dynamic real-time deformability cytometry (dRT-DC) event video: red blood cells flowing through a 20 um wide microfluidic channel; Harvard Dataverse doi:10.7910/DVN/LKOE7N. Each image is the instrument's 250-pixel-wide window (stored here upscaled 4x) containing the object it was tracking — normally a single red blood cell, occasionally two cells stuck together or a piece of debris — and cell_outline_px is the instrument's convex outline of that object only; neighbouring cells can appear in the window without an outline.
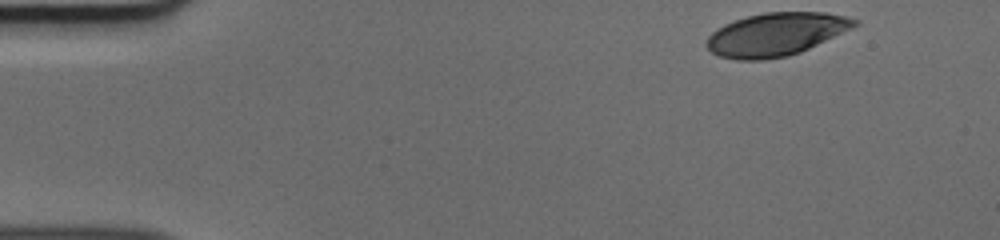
{"species": "human", "species_latin": "Homo sapiens", "temperature_condition": "cold", "stored_images_in_passage": 46, "camera_frame_rate_fps": 3000, "um_per_image_px": 0.085, "donor": {"sex": "male"}, "frame": {"image": 1, "passage_image": 1, "time_ms": 0.0, "image_size_px": [1000, 240], "cell_outline_px": [[856, 24], [800, 52], [788, 56], [764, 60], [736, 60], [720, 56], [712, 52], [704, 44], [708, 36], [716, 28], [724, 24], [748, 16], [764, 12], [824, 12], [844, 16], [856, 20]], "centroid_in_image_um": [65.84, 2.92], "position_along_channel_um": 19.2, "area_um2": 36.47}}
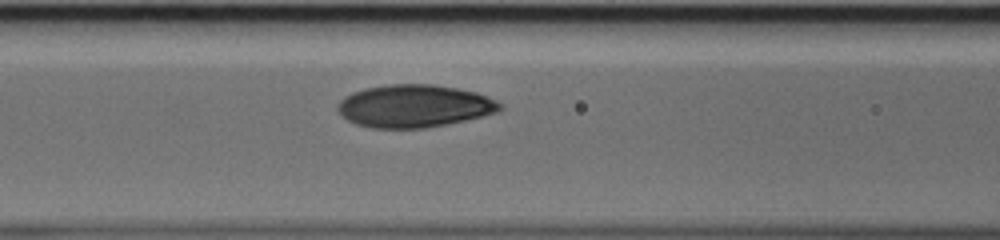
{"frame": {"image": 2, "passage_image": 17, "time_ms": 5.333, "image_size_px": [1000, 240], "cell_outline_px": [[504, 108], [500, 112], [484, 116], [424, 128], [372, 128], [356, 124], [348, 120], [336, 108], [340, 100], [344, 96], [352, 92], [364, 88], [388, 84], [432, 84], [456, 88], [476, 92], [496, 100], [504, 104]], "centroid_in_image_um": [35.23, 9.0], "position_along_channel_um": 131.4, "area_um2": 40.46}}
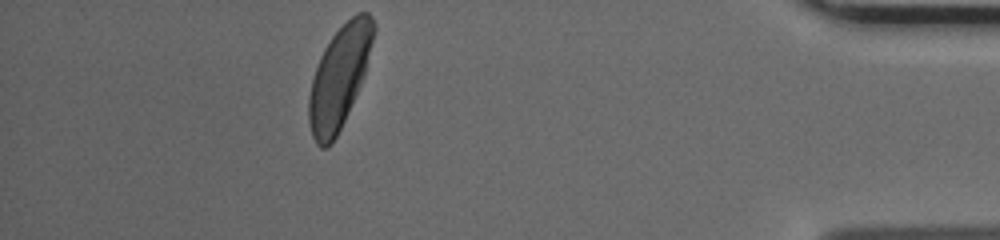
{"frame": {"image": 3, "passage_image": 41, "time_ms": 13.333, "image_size_px": [1000, 240], "cell_outline_px": [[376, 28], [364, 72], [360, 84], [344, 120], [332, 144], [328, 148], [320, 148], [316, 144], [312, 136], [308, 120], [308, 96], [312, 80], [320, 56], [324, 48], [332, 36], [356, 12], [368, 12], [372, 16], [376, 24]], "centroid_in_image_um": [28.82, 6.56], "position_along_channel_um": 406.4, "area_um2": 37.97}}